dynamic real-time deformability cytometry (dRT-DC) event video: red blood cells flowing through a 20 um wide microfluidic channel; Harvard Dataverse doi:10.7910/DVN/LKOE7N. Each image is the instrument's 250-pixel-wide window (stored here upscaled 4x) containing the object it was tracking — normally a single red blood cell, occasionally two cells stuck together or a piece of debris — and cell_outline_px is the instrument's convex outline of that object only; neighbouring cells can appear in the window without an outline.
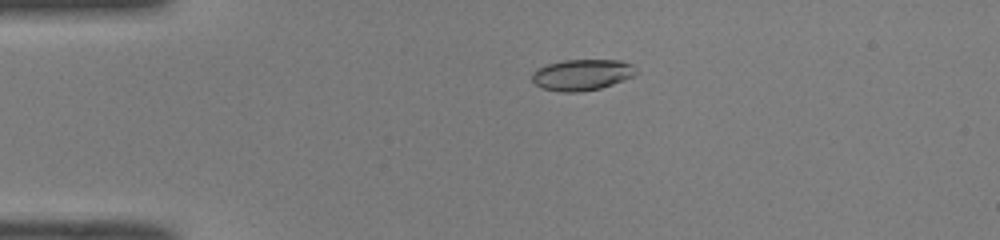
{"species": "common noctule bat (a hibernating species)", "species_latin": "Nyctalus noctula", "temperature_condition": "room temperature", "stored_images_in_passage": 51, "camera_frame_rate_fps": 3000, "um_per_image_px": 0.085, "animal": {"sex": "male", "body_mass_g": 19.0, "forearm_length_mm": 50.8}, "frame": {"image": 1, "passage_image": 12, "time_ms": 3.667, "image_size_px": [1000, 240], "cell_outline_px": [[640, 72], [624, 80], [600, 88], [580, 92], [560, 92], [540, 88], [532, 80], [532, 72], [536, 68], [548, 64], [564, 60], [620, 60], [632, 64]], "centroid_in_image_um": [49.46, 6.36], "position_along_channel_um": 35.5, "area_um2": 19.02}}
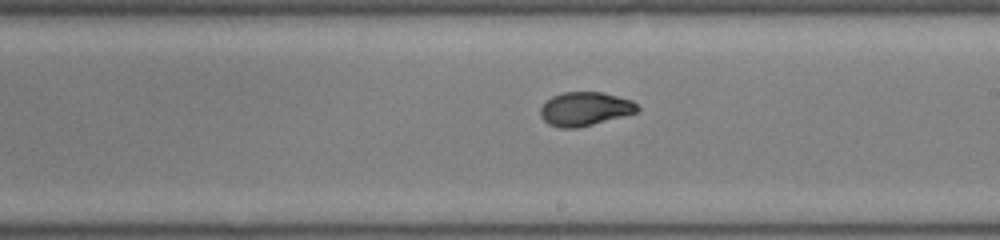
{"frame": {"image": 2, "passage_image": 30, "time_ms": 9.667, "image_size_px": [1000, 240], "cell_outline_px": [[640, 108], [636, 112], [592, 124], [576, 128], [560, 128], [548, 124], [540, 116], [540, 108], [552, 96], [564, 92], [600, 92], [632, 100]], "centroid_in_image_um": [49.69, 9.25], "position_along_channel_um": 239.3, "area_um2": 18.79}}
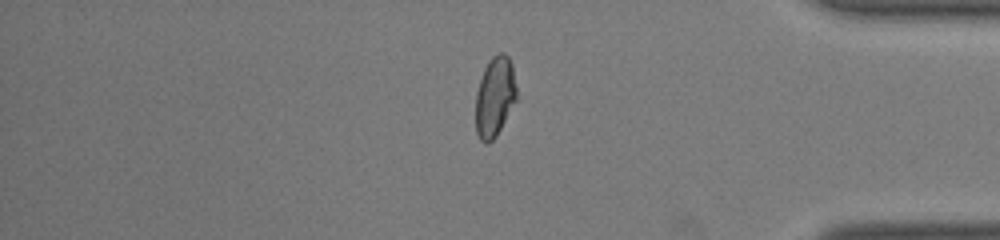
{"frame": {"image": 3, "passage_image": 43, "time_ms": 14.0, "image_size_px": [1000, 240], "cell_outline_px": [[516, 100], [496, 136], [488, 144], [484, 144], [480, 140], [476, 132], [476, 92], [484, 68], [488, 60], [492, 56], [500, 52], [504, 52], [508, 56], [512, 64], [516, 88]], "centroid_in_image_um": [42.05, 8.21], "position_along_channel_um": 393.2, "area_um2": 19.07}, "authors_computed_cell_mechanics": {"area_um2": 19.363, "velocity_mm_per_s": 4.0892, "shape_relaxation_time_tau1_ms": 7.0721, "shape_relaxation_time_tau2_ms": 1.1165, "deformation_change_tau1": 0.2164, "deformation_change_tau2": 0.0532}}